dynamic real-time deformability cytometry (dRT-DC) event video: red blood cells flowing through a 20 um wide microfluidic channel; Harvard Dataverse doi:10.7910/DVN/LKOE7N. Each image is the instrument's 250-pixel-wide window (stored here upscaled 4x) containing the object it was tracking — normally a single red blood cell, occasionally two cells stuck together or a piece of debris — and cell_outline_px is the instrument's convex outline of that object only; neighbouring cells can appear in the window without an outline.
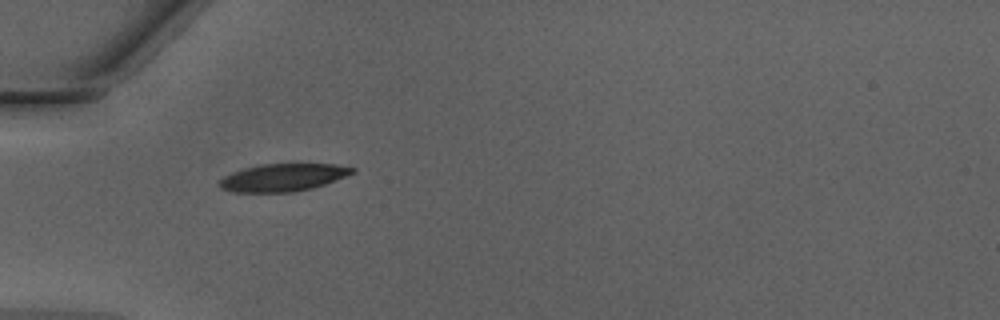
{"species": "Egyptian fruit bat (a non-hibernating species)", "species_latin": "Rousettus aegyptiacus", "temperature_condition": "warm", "stored_images_in_passage": 27, "camera_frame_rate_fps": 3000, "um_per_image_px": 0.085, "animal": {"sex": "male"}, "frame": {"image": 1, "passage_image": 1, "time_ms": 0.0, "image_size_px": [1000, 320], "cell_outline_px": [[356, 172], [336, 180], [312, 188], [292, 192], [232, 192], [220, 188], [220, 180], [224, 176], [232, 172], [244, 168], [260, 164], [336, 164], [356, 168]], "centroid_in_image_um": [24.07, 15.08], "position_along_channel_um": 60.9, "area_um2": 21.33}}
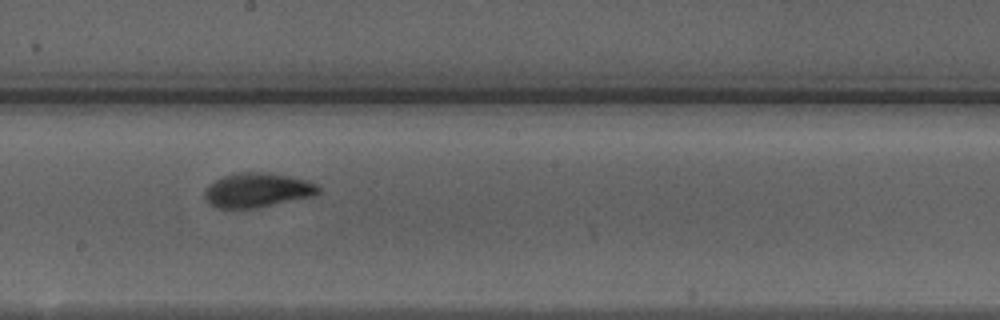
{"frame": {"image": 2, "passage_image": 13, "time_ms": 4.0, "image_size_px": [1000, 320], "cell_outline_px": [[320, 192], [312, 196], [256, 208], [216, 208], [208, 204], [204, 196], [204, 188], [208, 184], [224, 176], [240, 172], [260, 172], [288, 176], [308, 180], [316, 184], [320, 188]], "centroid_in_image_um": [21.83, 16.17], "position_along_channel_um": 226.4, "area_um2": 22.77}}
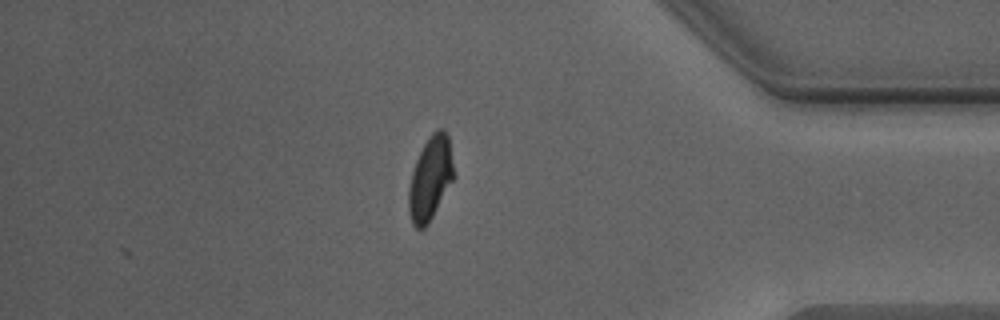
{"frame": {"image": 3, "passage_image": 27, "time_ms": 8.667, "image_size_px": [1000, 320], "cell_outline_px": [[456, 176], [428, 224], [424, 228], [416, 228], [412, 224], [408, 212], [408, 188], [412, 172], [416, 160], [428, 136], [436, 128], [444, 128], [448, 136]], "centroid_in_image_um": [36.59, 15.15], "position_along_channel_um": 398.6, "area_um2": 22.31}, "authors_computed_cell_mechanics": {"area_um2": 21.9062, "velocity_mm_per_s": 4.2802, "shape_relaxation_time_tau1_ms": 3.0222, "shape_relaxation_time_tau2_ms": 0.7414, "deformation_change_tau1": 0.1669, "deformation_change_tau2": 0.0502}}